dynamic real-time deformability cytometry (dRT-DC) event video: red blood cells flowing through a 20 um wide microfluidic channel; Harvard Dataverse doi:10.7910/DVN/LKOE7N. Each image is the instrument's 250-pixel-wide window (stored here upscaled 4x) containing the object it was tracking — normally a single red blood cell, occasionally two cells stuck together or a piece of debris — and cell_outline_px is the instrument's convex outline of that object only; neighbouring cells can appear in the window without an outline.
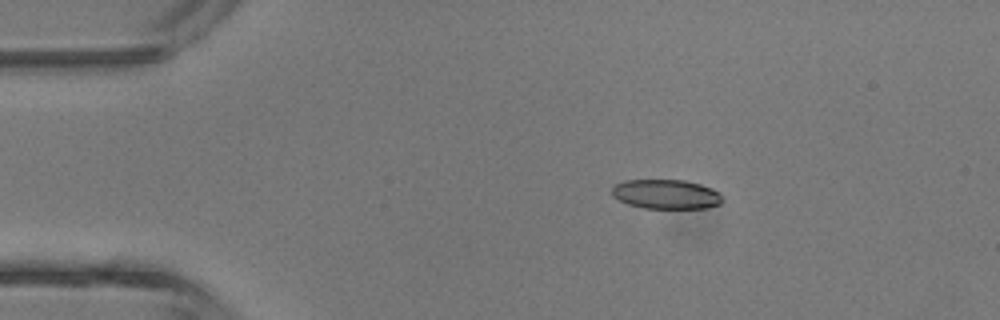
{"species": "common noctule bat (a hibernating species)", "species_latin": "Nyctalus noctula", "temperature_condition": "room temperature", "stored_images_in_passage": 4, "camera_frame_rate_fps": 3000, "um_per_image_px": 0.085, "animal": {"sex": "male", "body_mass_g": 13.3}, "frame": {"image": 1, "passage_image": 3, "time_ms": 2.333, "image_size_px": [1000, 320], "cell_outline_px": [[724, 200], [720, 204], [704, 208], [644, 208], [628, 204], [612, 196], [612, 188], [616, 184], [624, 180], [684, 180], [700, 184], [712, 188], [720, 192]], "centroid_in_image_um": [56.64, 16.5], "position_along_channel_um": 28.4, "area_um2": 19.02}}